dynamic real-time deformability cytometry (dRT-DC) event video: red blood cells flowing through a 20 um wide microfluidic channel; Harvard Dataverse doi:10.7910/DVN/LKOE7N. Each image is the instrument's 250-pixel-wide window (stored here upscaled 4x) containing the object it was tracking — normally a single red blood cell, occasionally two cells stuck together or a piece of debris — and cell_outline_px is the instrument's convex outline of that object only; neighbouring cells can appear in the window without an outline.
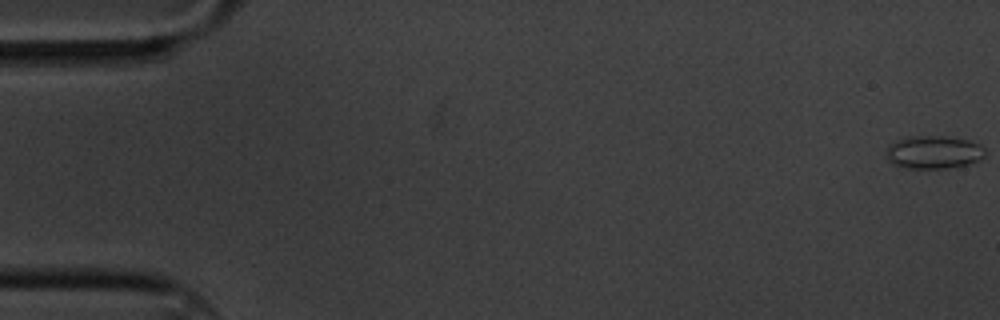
{"species": "common noctule bat (a hibernating species)", "species_latin": "Nyctalus noctula", "temperature_condition": "cold", "stored_images_in_passage": 5, "camera_frame_rate_fps": 3000, "um_per_image_px": 0.085, "animal": {"sex": "male", "body_mass_g": 20.1, "forearm_length_mm": 53.5}, "frame": {"image": 1, "passage_image": 1, "time_ms": 0.0, "image_size_px": [1000, 320], "cell_outline_px": [[984, 156], [968, 164], [948, 168], [908, 168], [892, 164], [888, 160], [888, 144], [896, 140], [908, 136], [948, 136], [968, 140], [980, 144], [984, 148]], "centroid_in_image_um": [79.35, 12.92], "position_along_channel_um": 5.7, "area_um2": 18.96}}
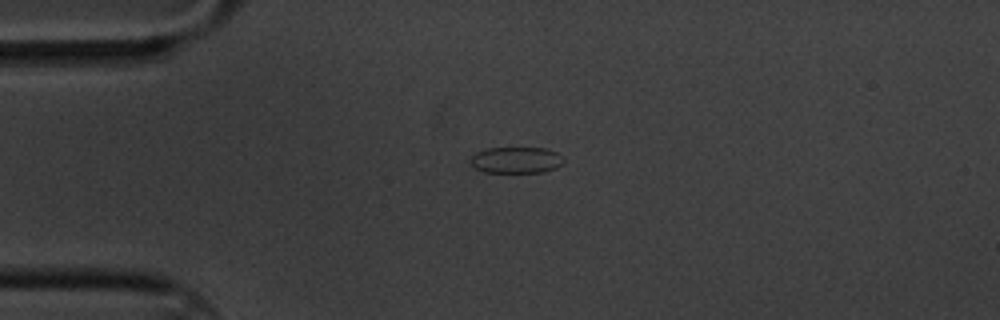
{"frame": {"image": 2, "passage_image": 5, "time_ms": 1.333, "image_size_px": [1000, 320], "cell_outline_px": [[564, 160], [556, 168], [540, 172], [484, 172], [476, 168], [472, 164], [472, 156], [476, 152], [488, 148], [544, 148], [556, 152], [564, 156]], "centroid_in_image_um": [43.9, 13.6], "position_along_channel_um": 41.1, "area_um2": 14.1}}